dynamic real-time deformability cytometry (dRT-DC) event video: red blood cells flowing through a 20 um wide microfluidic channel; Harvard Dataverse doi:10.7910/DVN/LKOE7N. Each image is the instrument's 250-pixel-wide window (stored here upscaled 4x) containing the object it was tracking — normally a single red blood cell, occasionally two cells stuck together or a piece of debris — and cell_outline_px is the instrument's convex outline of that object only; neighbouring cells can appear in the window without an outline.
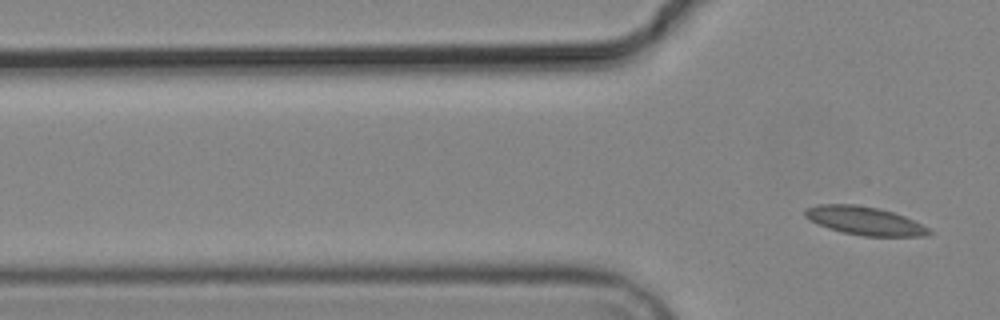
{"species": "common noctule bat (a hibernating species)", "species_latin": "Nyctalus noctula", "temperature_condition": "cold", "stored_images_in_passage": 4, "segment_of_instrument_passage": [2, 2], "camera_frame_rate_fps": 3000, "um_per_image_px": 0.085, "animal": {"sex": "male", "body_mass_g": 19.2, "forearm_length_mm": 51.8}, "frame": {"image": 1, "passage_image": 4, "time_ms": 4.333, "image_size_px": [1000, 320], "cell_outline_px": [[932, 232], [924, 236], [864, 236], [844, 232], [828, 228], [804, 216], [804, 212], [808, 208], [820, 204], [856, 204], [876, 208], [892, 212], [904, 216], [928, 228]], "centroid_in_image_um": [73.49, 18.76], "position_along_channel_um": 52.3, "area_um2": 20.0}}